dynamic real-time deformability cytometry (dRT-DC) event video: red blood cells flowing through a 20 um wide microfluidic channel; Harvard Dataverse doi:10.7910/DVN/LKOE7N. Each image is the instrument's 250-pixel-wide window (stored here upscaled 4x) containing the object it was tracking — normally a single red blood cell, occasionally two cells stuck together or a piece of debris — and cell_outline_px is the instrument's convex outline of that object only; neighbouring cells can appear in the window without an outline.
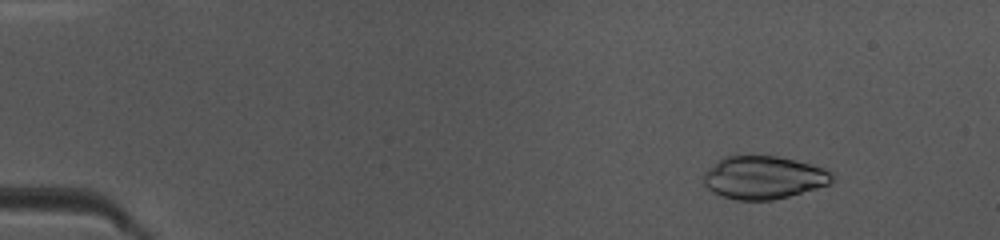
{"species": "common noctule bat (a hibernating species)", "species_latin": "Nyctalus noctula", "temperature_condition": "warm", "stored_images_in_passage": 48, "camera_frame_rate_fps": 3000, "um_per_image_px": 0.085, "animal": {"sex": "female", "body_mass_g": 10.0, "forearm_length_mm": 53.1}, "frame": {"image": 1, "passage_image": 6, "time_ms": 1.667, "image_size_px": [1000, 240], "cell_outline_px": [[832, 180], [828, 184], [816, 188], [788, 196], [772, 200], [736, 200], [712, 192], [704, 184], [704, 172], [708, 168], [724, 156], [752, 152], [776, 156], [796, 160], [824, 168], [832, 172]], "centroid_in_image_um": [64.86, 15.04], "position_along_channel_um": 20.1, "area_um2": 32.66}}
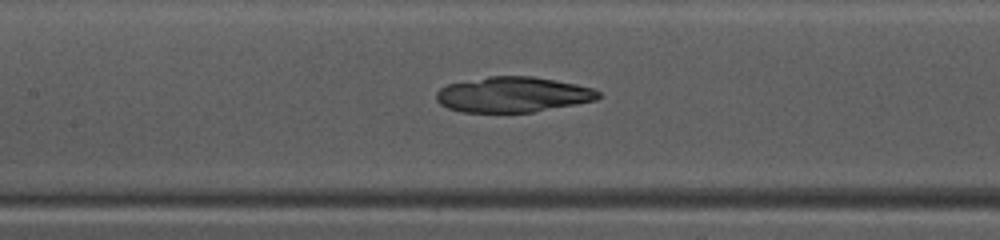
{"frame": {"image": 2, "passage_image": 23, "time_ms": 7.333, "image_size_px": [1000, 240], "cell_outline_px": [[600, 96], [596, 100], [576, 104], [532, 112], [464, 112], [448, 108], [440, 104], [436, 100], [436, 92], [440, 88], [448, 84], [488, 76], [532, 76], [576, 84], [592, 88], [600, 92]], "centroid_in_image_um": [43.58, 8.03], "position_along_channel_um": 163.8, "area_um2": 33.29}}
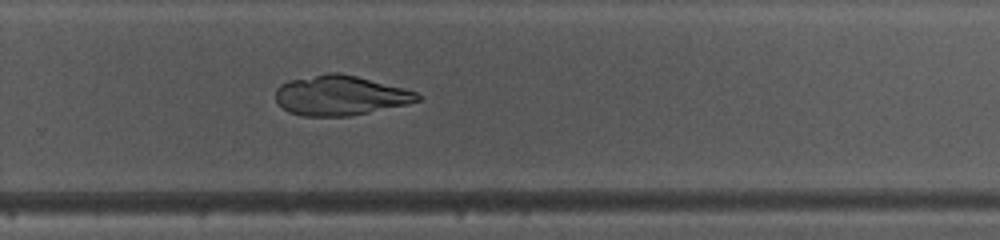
{"frame": {"image": 3, "passage_image": 33, "time_ms": 10.667, "image_size_px": [1000, 240], "cell_outline_px": [[424, 96], [420, 100], [408, 104], [348, 116], [304, 116], [288, 112], [276, 100], [276, 88], [280, 84], [288, 80], [328, 72], [340, 72], [404, 88], [416, 92]], "centroid_in_image_um": [28.92, 8.1], "position_along_channel_um": 300.9, "area_um2": 32.95}}